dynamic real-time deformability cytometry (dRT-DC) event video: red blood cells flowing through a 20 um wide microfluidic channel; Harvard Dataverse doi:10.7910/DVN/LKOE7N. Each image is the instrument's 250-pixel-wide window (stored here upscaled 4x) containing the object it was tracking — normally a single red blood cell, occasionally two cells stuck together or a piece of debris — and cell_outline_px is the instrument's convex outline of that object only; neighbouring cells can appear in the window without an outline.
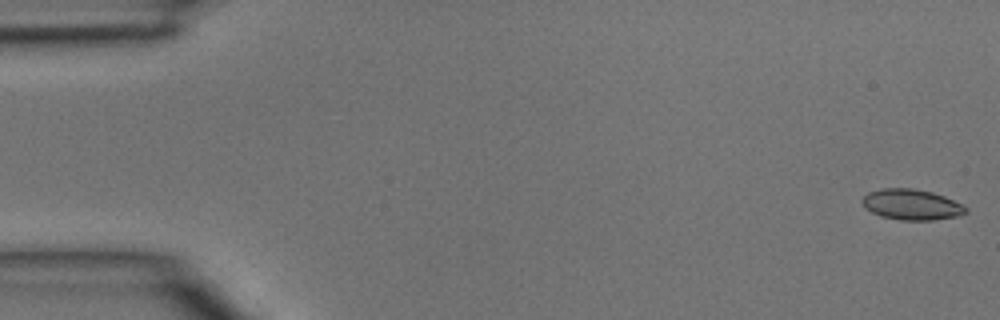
{"species": "common noctule bat (a hibernating species)", "species_latin": "Nyctalus noctula", "temperature_condition": "room temperature", "stored_images_in_passage": 44, "camera_frame_rate_fps": 3000, "um_per_image_px": 0.085, "animal": {"sex": "male", "body_mass_g": 15.6}, "frame": {"image": 1, "passage_image": 1, "time_ms": 0.0, "image_size_px": [1000, 320], "cell_outline_px": [[968, 212], [960, 216], [932, 220], [900, 220], [880, 216], [872, 212], [860, 200], [868, 192], [880, 188], [912, 188], [932, 192], [944, 196], [968, 208]], "centroid_in_image_um": [77.49, 17.39], "position_along_channel_um": 7.5, "area_um2": 18.5}}
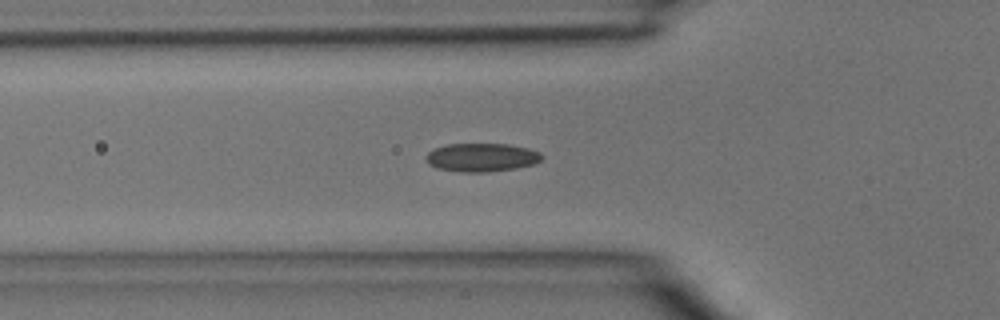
{"frame": {"image": 2, "passage_image": 15, "time_ms": 4.667, "image_size_px": [1000, 320], "cell_outline_px": [[544, 156], [536, 164], [516, 168], [488, 172], [460, 172], [436, 168], [428, 164], [424, 156], [432, 148], [448, 144], [508, 144], [528, 148], [540, 152]], "centroid_in_image_um": [40.92, 13.38], "position_along_channel_um": 84.9, "area_um2": 19.48}}
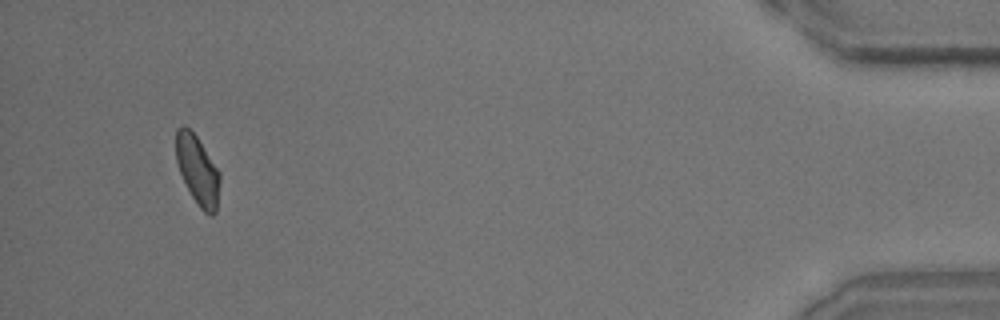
{"frame": {"image": 3, "passage_image": 42, "time_ms": 13.667, "image_size_px": [1000, 320], "cell_outline_px": [[220, 180], [216, 212], [212, 216], [208, 216], [200, 208], [192, 196], [180, 172], [176, 160], [176, 128], [180, 124], [184, 124], [196, 136], [220, 172]], "centroid_in_image_um": [16.79, 14.46], "position_along_channel_um": 418.4, "area_um2": 17.57}}